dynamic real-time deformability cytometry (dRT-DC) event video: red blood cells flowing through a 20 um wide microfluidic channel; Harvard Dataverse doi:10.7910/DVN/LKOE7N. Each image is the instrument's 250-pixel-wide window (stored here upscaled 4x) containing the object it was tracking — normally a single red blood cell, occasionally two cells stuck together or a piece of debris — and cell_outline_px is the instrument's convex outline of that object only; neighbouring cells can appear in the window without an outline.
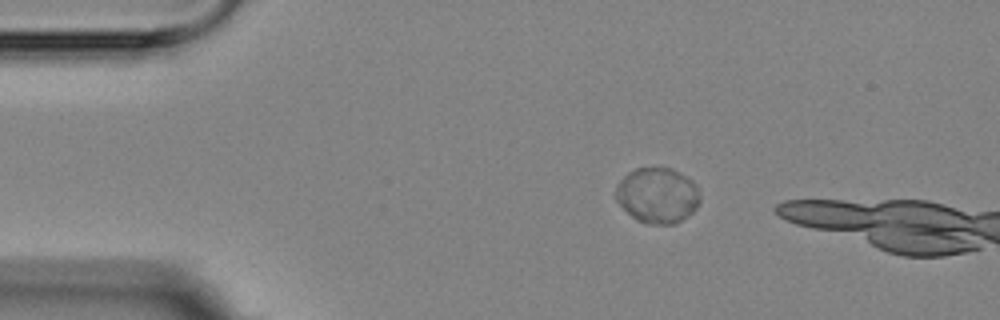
{"species": "Egyptian fruit bat (a non-hibernating species)", "species_latin": "Rousettus aegyptiacus", "temperature_condition": "room temperature", "stored_images_in_passage": 6, "segment_of_instrument_passage": [1, 2], "camera_frame_rate_fps": 3000, "um_per_image_px": 0.085, "animal": {"sex": "female"}, "frame": {"image": 1, "passage_image": 2, "time_ms": 1.333, "image_size_px": [1000, 320], "cell_outline_px": [[700, 200], [696, 208], [688, 216], [676, 224], [644, 224], [636, 220], [616, 200], [616, 188], [620, 180], [628, 172], [636, 168], [656, 164], [672, 168], [680, 172], [692, 180], [696, 184]], "centroid_in_image_um": [55.89, 16.57], "position_along_channel_um": 29.1, "area_um2": 27.8}}
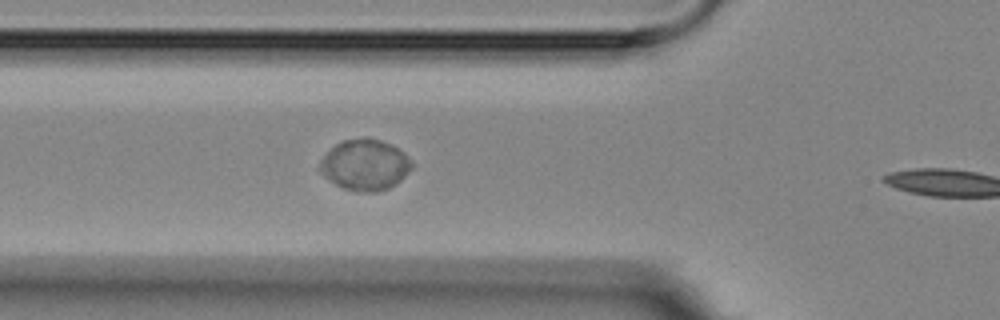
{"frame": {"image": 2, "passage_image": 5, "time_ms": 4.667, "image_size_px": [1000, 320], "cell_outline_px": [[412, 168], [396, 184], [388, 188], [376, 192], [356, 192], [344, 188], [336, 184], [324, 176], [320, 172], [320, 160], [336, 144], [344, 140], [364, 136], [368, 136], [392, 144], [404, 152], [412, 164]], "centroid_in_image_um": [31.03, 14.0], "position_along_channel_um": 94.8, "area_um2": 27.28}}